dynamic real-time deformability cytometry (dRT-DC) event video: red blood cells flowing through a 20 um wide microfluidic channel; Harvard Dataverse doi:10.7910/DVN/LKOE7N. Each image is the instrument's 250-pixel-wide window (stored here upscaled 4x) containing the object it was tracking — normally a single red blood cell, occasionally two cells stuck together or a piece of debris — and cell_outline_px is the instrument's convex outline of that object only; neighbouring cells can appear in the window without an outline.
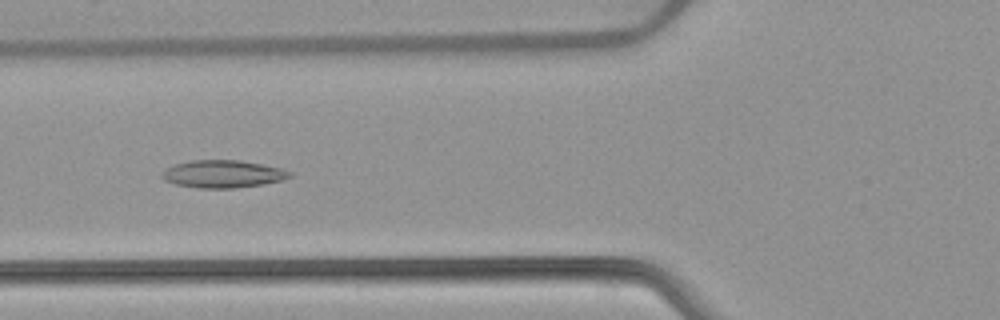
{"species": "common noctule bat (a hibernating species)", "species_latin": "Nyctalus noctula", "temperature_condition": "warm", "stored_images_in_passage": 45, "camera_frame_rate_fps": 3000, "um_per_image_px": 0.085, "animal": {"sex": "female", "body_mass_g": 22.7, "forearm_length_mm": 54.2}, "frame": {"image": 1, "passage_image": 16, "time_ms": 5.0, "image_size_px": [1000, 320], "cell_outline_px": [[292, 176], [284, 180], [264, 184], [232, 188], [196, 188], [176, 184], [164, 180], [160, 176], [168, 168], [176, 164], [192, 160], [240, 160], [280, 168], [292, 172]], "centroid_in_image_um": [18.97, 14.79], "position_along_channel_um": 106.8, "area_um2": 20.4}}
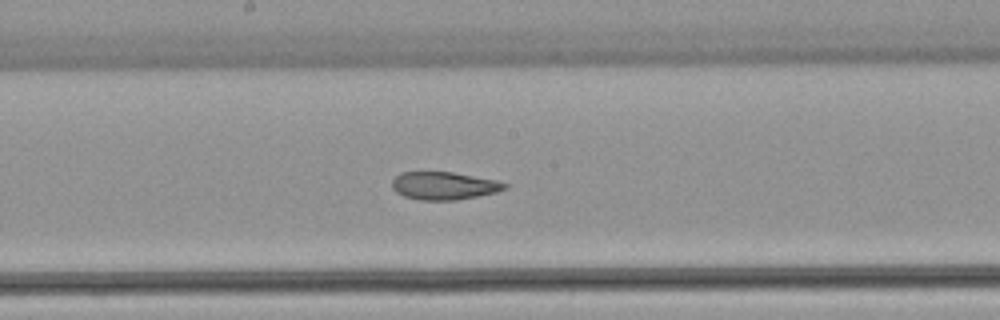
{"frame": {"image": 2, "passage_image": 24, "time_ms": 7.667, "image_size_px": [1000, 320], "cell_outline_px": [[508, 188], [496, 192], [456, 200], [420, 200], [404, 196], [396, 192], [392, 188], [392, 180], [400, 172], [452, 172], [496, 180], [508, 184]], "centroid_in_image_um": [37.72, 15.78], "position_along_channel_um": 210.5, "area_um2": 18.21}}
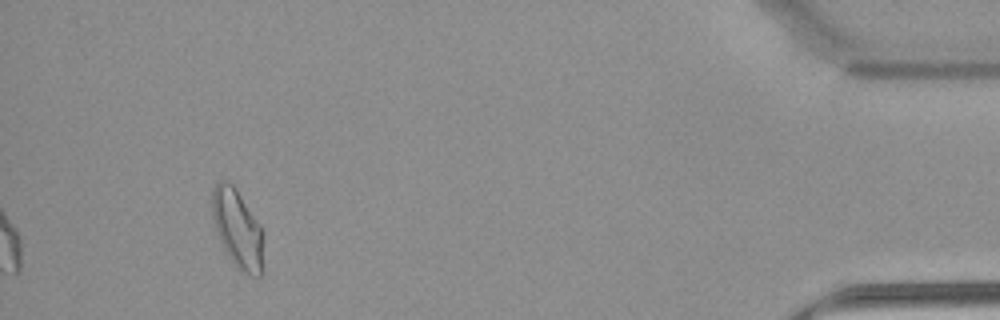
{"frame": {"image": 3, "passage_image": 45, "time_ms": 14.667, "image_size_px": [1000, 320], "cell_outline_px": [[264, 232], [260, 276], [252, 276], [240, 272], [232, 264], [216, 232], [212, 220], [212, 188], [220, 180], [228, 180], [236, 188], [260, 224]], "centroid_in_image_um": [20.18, 19.43], "position_along_channel_um": 415.0, "area_um2": 23.76}, "authors_computed_cell_mechanics": {"area_um2": 20.9236, "velocity_mm_per_s": 3.8808, "shape_relaxation_time_tau1_ms": null, "shape_relaxation_time_tau2_ms": 2.1266, "deformation_change_tau1": null, "deformation_change_tau2": 0.0903}}